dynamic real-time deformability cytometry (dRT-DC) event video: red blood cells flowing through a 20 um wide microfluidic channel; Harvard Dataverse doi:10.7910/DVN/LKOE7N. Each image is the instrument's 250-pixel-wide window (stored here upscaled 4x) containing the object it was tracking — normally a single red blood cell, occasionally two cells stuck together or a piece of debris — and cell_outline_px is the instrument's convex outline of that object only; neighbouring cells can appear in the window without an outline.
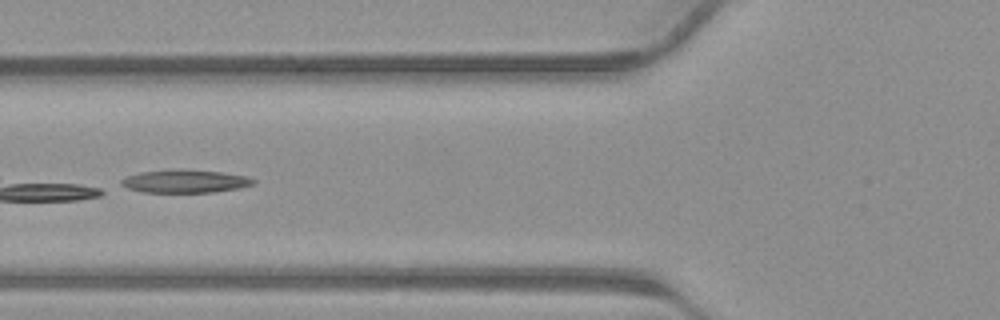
{"species": "common noctule bat (a hibernating species)", "species_latin": "Nyctalus noctula", "temperature_condition": "warm", "stored_images_in_passage": 5, "camera_frame_rate_fps": 3000, "um_per_image_px": 0.085, "animal": {"sex": "male", "body_mass_g": 23.1, "forearm_length_mm": 52.7}, "frame": {"image": 1, "passage_image": 4, "time_ms": 1.0, "image_size_px": [1000, 320], "cell_outline_px": [[256, 184], [240, 188], [212, 192], [144, 192], [128, 188], [120, 184], [120, 180], [124, 176], [140, 172], [180, 168], [220, 172], [248, 176], [256, 180]], "centroid_in_image_um": [15.74, 15.39], "position_along_channel_um": 110.1, "area_um2": 17.98}}